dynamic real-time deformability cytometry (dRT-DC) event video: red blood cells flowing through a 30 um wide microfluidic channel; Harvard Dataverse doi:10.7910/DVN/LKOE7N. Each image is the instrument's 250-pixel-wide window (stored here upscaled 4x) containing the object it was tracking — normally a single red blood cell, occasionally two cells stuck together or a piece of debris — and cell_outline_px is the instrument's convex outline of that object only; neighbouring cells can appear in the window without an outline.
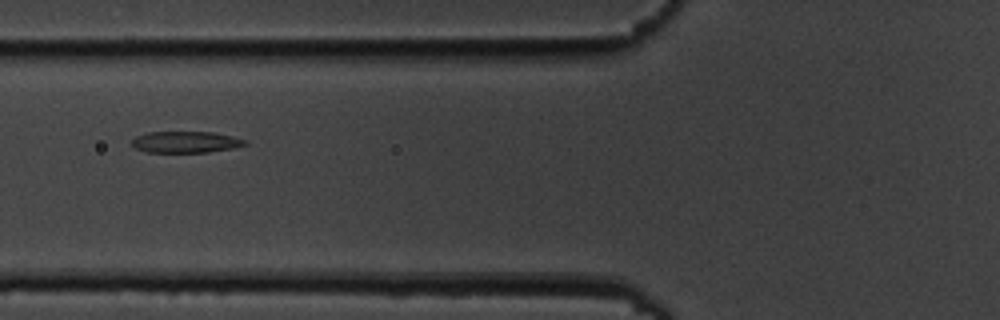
{"species": "common noctule bat (a hibernating species)", "species_latin": "Nyctalus noctula", "temperature_condition": "cold", "stored_images_in_passage": 14, "camera_frame_rate_fps": 3000, "um_per_image_px": 0.085, "animal": {"sex": "male", "body_mass_g": 19.5, "forearm_length_mm": 54.6}, "frame": {"image": 1, "passage_image": 5, "time_ms": 5.667, "image_size_px": [1000, 320], "cell_outline_px": [[248, 144], [232, 148], [208, 152], [144, 152], [136, 148], [132, 144], [132, 140], [136, 136], [148, 132], [212, 132], [232, 136], [248, 140]], "centroid_in_image_um": [15.8, 12.07], "position_along_channel_um": 110.0, "area_um2": 14.1}}
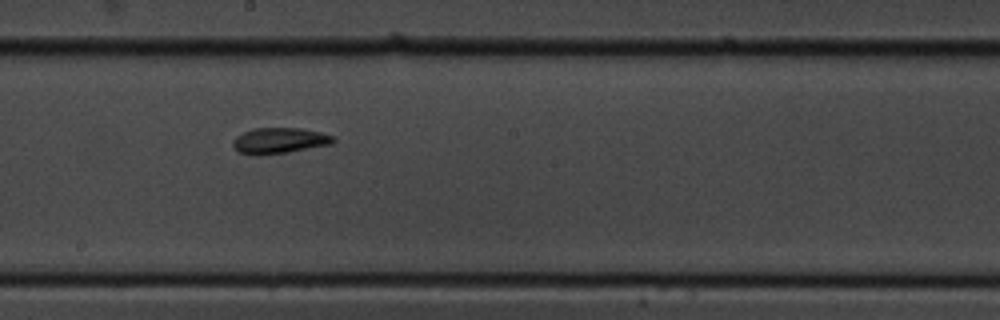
{"frame": {"image": 2, "passage_image": 8, "time_ms": 9.0, "image_size_px": [1000, 320], "cell_outline_px": [[336, 140], [332, 144], [288, 152], [260, 156], [236, 152], [232, 144], [232, 140], [236, 136], [252, 128], [300, 128], [320, 132], [332, 136]], "centroid_in_image_um": [23.7, 11.96], "position_along_channel_um": 224.5, "area_um2": 15.26}}
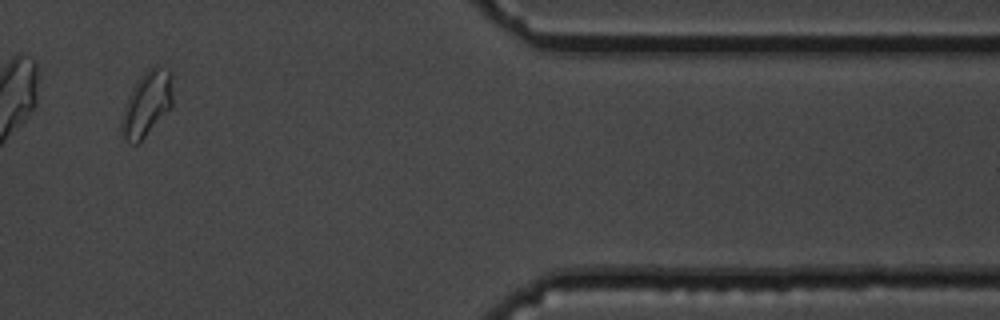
{"frame": {"image": 3, "passage_image": 13, "time_ms": 15.0, "image_size_px": [1000, 320], "cell_outline_px": [[172, 108], [136, 144], [132, 144], [120, 132], [120, 124], [124, 108], [128, 96], [140, 76], [148, 68], [156, 64], [168, 68], [172, 72]], "centroid_in_image_um": [12.51, 8.76], "position_along_channel_um": 398.9, "area_um2": 19.42}}